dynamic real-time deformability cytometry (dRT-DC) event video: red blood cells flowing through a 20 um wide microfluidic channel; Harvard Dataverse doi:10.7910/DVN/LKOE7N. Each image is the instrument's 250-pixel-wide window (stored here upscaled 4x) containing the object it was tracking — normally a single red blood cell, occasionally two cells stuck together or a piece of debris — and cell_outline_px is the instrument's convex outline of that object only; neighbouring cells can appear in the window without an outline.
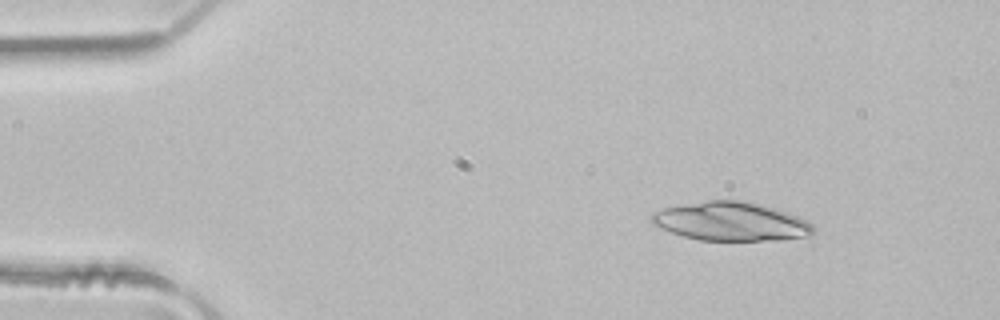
{"species": "common noctule bat (a hibernating species)", "species_latin": "Nyctalus noctula", "temperature_condition": "room temperature", "stored_images_in_passage": 4, "camera_frame_rate_fps": 3000, "um_per_image_px": 0.085, "animal": {"sex": "male", "body_mass_g": 21.5, "forearm_length_mm": 52.0}, "frame": {"image": 1, "passage_image": 1, "time_ms": 0.0, "image_size_px": [1000, 320], "cell_outline_px": [[816, 232], [812, 236], [780, 240], [700, 240], [684, 236], [660, 228], [652, 224], [652, 216], [656, 212], [664, 208], [708, 200], [744, 200], [760, 204], [796, 216], [812, 224]], "centroid_in_image_um": [62.17, 18.83], "position_along_channel_um": 22.8, "area_um2": 36.13}}